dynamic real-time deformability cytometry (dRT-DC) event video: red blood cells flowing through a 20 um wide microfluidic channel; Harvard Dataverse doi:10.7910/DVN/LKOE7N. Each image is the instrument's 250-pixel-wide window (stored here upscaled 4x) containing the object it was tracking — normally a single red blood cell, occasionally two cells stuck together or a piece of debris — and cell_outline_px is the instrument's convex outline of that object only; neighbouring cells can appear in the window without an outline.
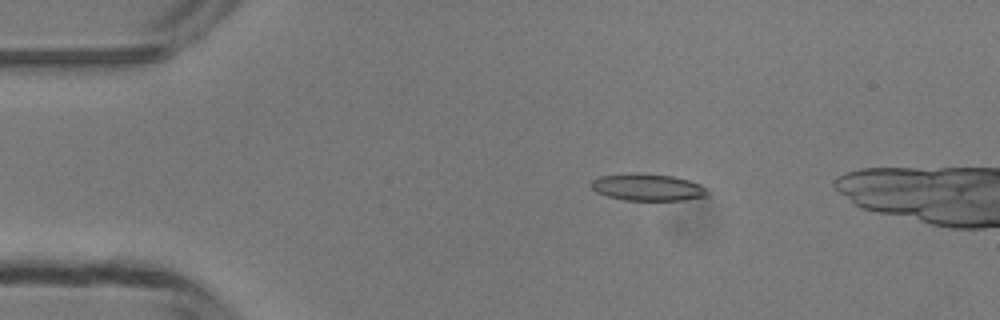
{"species": "common noctule bat (a hibernating species)", "species_latin": "Nyctalus noctula", "temperature_condition": "room temperature", "stored_images_in_passage": 5, "camera_frame_rate_fps": 3000, "um_per_image_px": 0.085, "animal": {"sex": "male", "body_mass_g": 13.3}, "frame": {"image": 1, "passage_image": 3, "time_ms": 2.333, "image_size_px": [1000, 320], "cell_outline_px": [[708, 192], [704, 196], [684, 200], [624, 200], [608, 196], [596, 192], [588, 184], [592, 180], [600, 176], [636, 172], [672, 176], [688, 180], [700, 184]], "centroid_in_image_um": [54.98, 15.91], "position_along_channel_um": 30.0, "area_um2": 18.21}}